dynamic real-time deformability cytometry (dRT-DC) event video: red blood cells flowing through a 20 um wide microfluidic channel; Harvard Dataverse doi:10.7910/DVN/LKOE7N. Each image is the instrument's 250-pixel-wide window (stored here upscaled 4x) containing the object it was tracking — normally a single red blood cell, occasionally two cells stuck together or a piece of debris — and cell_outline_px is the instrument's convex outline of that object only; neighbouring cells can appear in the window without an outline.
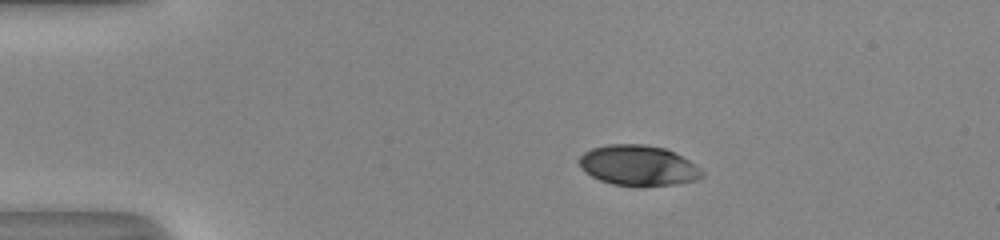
{"species": "human", "species_latin": "Homo sapiens", "temperature_condition": "room temperature", "stored_images_in_passage": 43, "camera_frame_rate_fps": 3000, "um_per_image_px": 0.085, "donor": {"sex": "male"}, "frame": {"image": 1, "passage_image": 1, "time_ms": 0.0, "image_size_px": [1000, 240], "cell_outline_px": [[704, 176], [696, 180], [676, 184], [612, 184], [600, 180], [584, 172], [580, 168], [576, 160], [584, 152], [592, 148], [608, 144], [644, 144], [664, 148], [688, 160], [700, 168], [704, 172]], "centroid_in_image_um": [54.2, 14.04], "position_along_channel_um": 30.8, "area_um2": 28.5}}
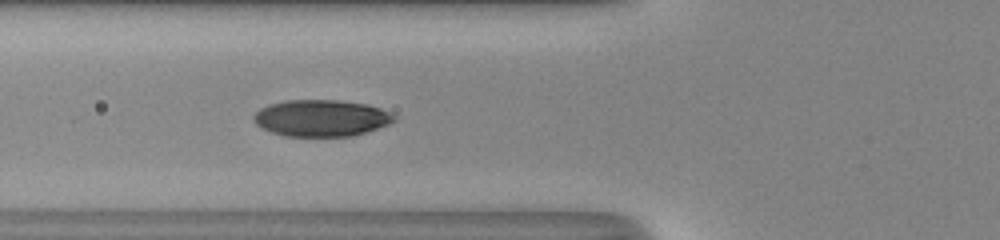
{"frame": {"image": 2, "passage_image": 11, "time_ms": 3.333, "image_size_px": [1000, 240], "cell_outline_px": [[396, 120], [388, 124], [352, 136], [284, 136], [260, 128], [252, 120], [252, 116], [260, 108], [268, 104], [284, 100], [340, 100], [368, 104], [380, 108], [396, 116]], "centroid_in_image_um": [27.26, 10.03], "position_along_channel_um": 98.5, "area_um2": 30.11}}
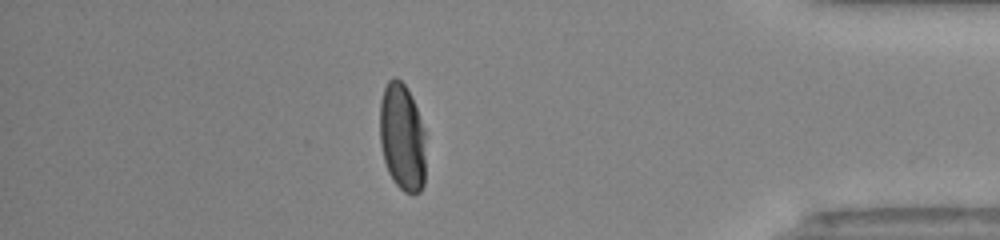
{"frame": {"image": 3, "passage_image": 36, "time_ms": 11.667, "image_size_px": [1000, 240], "cell_outline_px": [[424, 184], [420, 192], [412, 196], [404, 192], [392, 180], [388, 172], [384, 160], [380, 144], [380, 100], [384, 88], [388, 80], [392, 76], [396, 76], [404, 84], [416, 108], [424, 132]], "centroid_in_image_um": [34.16, 11.7], "position_along_channel_um": 401.0, "area_um2": 28.78}, "authors_computed_cell_mechanics": {"area_um2": 29.9404, "velocity_mm_per_s": 4.0575, "shape_relaxation_time_tau1_ms": 3.0461, "shape_relaxation_time_tau2_ms": null, "deformation_change_tau1": 0.1529, "deformation_change_tau2": null}}